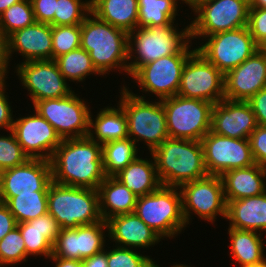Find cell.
Listing matches in <instances>:
<instances>
[{
	"label": "cell",
	"mask_w": 266,
	"mask_h": 267,
	"mask_svg": "<svg viewBox=\"0 0 266 267\" xmlns=\"http://www.w3.org/2000/svg\"><path fill=\"white\" fill-rule=\"evenodd\" d=\"M20 229L27 257L38 255L50 258L53 245L62 228L57 220L49 213L28 222L17 224Z\"/></svg>",
	"instance_id": "cell-24"
},
{
	"label": "cell",
	"mask_w": 266,
	"mask_h": 267,
	"mask_svg": "<svg viewBox=\"0 0 266 267\" xmlns=\"http://www.w3.org/2000/svg\"><path fill=\"white\" fill-rule=\"evenodd\" d=\"M81 262L83 267H108V250L103 249L95 255L83 259Z\"/></svg>",
	"instance_id": "cell-49"
},
{
	"label": "cell",
	"mask_w": 266,
	"mask_h": 267,
	"mask_svg": "<svg viewBox=\"0 0 266 267\" xmlns=\"http://www.w3.org/2000/svg\"><path fill=\"white\" fill-rule=\"evenodd\" d=\"M171 267H191V266H187L186 264H176V265H173Z\"/></svg>",
	"instance_id": "cell-56"
},
{
	"label": "cell",
	"mask_w": 266,
	"mask_h": 267,
	"mask_svg": "<svg viewBox=\"0 0 266 267\" xmlns=\"http://www.w3.org/2000/svg\"><path fill=\"white\" fill-rule=\"evenodd\" d=\"M77 95L73 92L67 97L39 100L33 104L34 111L54 127L61 139L89 134L90 107Z\"/></svg>",
	"instance_id": "cell-10"
},
{
	"label": "cell",
	"mask_w": 266,
	"mask_h": 267,
	"mask_svg": "<svg viewBox=\"0 0 266 267\" xmlns=\"http://www.w3.org/2000/svg\"><path fill=\"white\" fill-rule=\"evenodd\" d=\"M114 177L138 197L150 194L161 186L154 158L148 160L139 156Z\"/></svg>",
	"instance_id": "cell-30"
},
{
	"label": "cell",
	"mask_w": 266,
	"mask_h": 267,
	"mask_svg": "<svg viewBox=\"0 0 266 267\" xmlns=\"http://www.w3.org/2000/svg\"><path fill=\"white\" fill-rule=\"evenodd\" d=\"M170 138L201 141L211 129L213 104L175 95L161 100Z\"/></svg>",
	"instance_id": "cell-8"
},
{
	"label": "cell",
	"mask_w": 266,
	"mask_h": 267,
	"mask_svg": "<svg viewBox=\"0 0 266 267\" xmlns=\"http://www.w3.org/2000/svg\"><path fill=\"white\" fill-rule=\"evenodd\" d=\"M80 26V47L89 53L100 76H106L114 69H119V74L124 71L128 75V33L99 19L92 12Z\"/></svg>",
	"instance_id": "cell-3"
},
{
	"label": "cell",
	"mask_w": 266,
	"mask_h": 267,
	"mask_svg": "<svg viewBox=\"0 0 266 267\" xmlns=\"http://www.w3.org/2000/svg\"><path fill=\"white\" fill-rule=\"evenodd\" d=\"M67 81L83 82L86 77L100 75L94 68L89 53L81 47L54 59Z\"/></svg>",
	"instance_id": "cell-35"
},
{
	"label": "cell",
	"mask_w": 266,
	"mask_h": 267,
	"mask_svg": "<svg viewBox=\"0 0 266 267\" xmlns=\"http://www.w3.org/2000/svg\"><path fill=\"white\" fill-rule=\"evenodd\" d=\"M266 87V51L260 48L252 56L224 75V99L248 101Z\"/></svg>",
	"instance_id": "cell-20"
},
{
	"label": "cell",
	"mask_w": 266,
	"mask_h": 267,
	"mask_svg": "<svg viewBox=\"0 0 266 267\" xmlns=\"http://www.w3.org/2000/svg\"><path fill=\"white\" fill-rule=\"evenodd\" d=\"M27 258L24 239L20 229L15 227L0 240V267L17 265L26 262Z\"/></svg>",
	"instance_id": "cell-38"
},
{
	"label": "cell",
	"mask_w": 266,
	"mask_h": 267,
	"mask_svg": "<svg viewBox=\"0 0 266 267\" xmlns=\"http://www.w3.org/2000/svg\"><path fill=\"white\" fill-rule=\"evenodd\" d=\"M121 88L118 103L127 117L128 137L135 144L144 141L151 153L169 137L163 104L161 100H146L127 86Z\"/></svg>",
	"instance_id": "cell-5"
},
{
	"label": "cell",
	"mask_w": 266,
	"mask_h": 267,
	"mask_svg": "<svg viewBox=\"0 0 266 267\" xmlns=\"http://www.w3.org/2000/svg\"><path fill=\"white\" fill-rule=\"evenodd\" d=\"M55 267H83L82 262L78 260L65 259L61 257H50Z\"/></svg>",
	"instance_id": "cell-50"
},
{
	"label": "cell",
	"mask_w": 266,
	"mask_h": 267,
	"mask_svg": "<svg viewBox=\"0 0 266 267\" xmlns=\"http://www.w3.org/2000/svg\"><path fill=\"white\" fill-rule=\"evenodd\" d=\"M98 193L99 212L104 221L135 211L138 196L114 176H106L99 185Z\"/></svg>",
	"instance_id": "cell-27"
},
{
	"label": "cell",
	"mask_w": 266,
	"mask_h": 267,
	"mask_svg": "<svg viewBox=\"0 0 266 267\" xmlns=\"http://www.w3.org/2000/svg\"><path fill=\"white\" fill-rule=\"evenodd\" d=\"M51 182V162L45 159H28L20 166L0 172V201L5 203L18 194L48 191Z\"/></svg>",
	"instance_id": "cell-18"
},
{
	"label": "cell",
	"mask_w": 266,
	"mask_h": 267,
	"mask_svg": "<svg viewBox=\"0 0 266 267\" xmlns=\"http://www.w3.org/2000/svg\"><path fill=\"white\" fill-rule=\"evenodd\" d=\"M117 105V108L107 106L100 109L95 119L90 113L88 136L101 145L128 138L127 117L123 108Z\"/></svg>",
	"instance_id": "cell-28"
},
{
	"label": "cell",
	"mask_w": 266,
	"mask_h": 267,
	"mask_svg": "<svg viewBox=\"0 0 266 267\" xmlns=\"http://www.w3.org/2000/svg\"><path fill=\"white\" fill-rule=\"evenodd\" d=\"M169 26L137 27L128 33V75L139 67L173 54H192L190 24L179 31ZM191 44V45H189Z\"/></svg>",
	"instance_id": "cell-2"
},
{
	"label": "cell",
	"mask_w": 266,
	"mask_h": 267,
	"mask_svg": "<svg viewBox=\"0 0 266 267\" xmlns=\"http://www.w3.org/2000/svg\"><path fill=\"white\" fill-rule=\"evenodd\" d=\"M241 267H266V259L262 262H259V263L247 264V265H243Z\"/></svg>",
	"instance_id": "cell-54"
},
{
	"label": "cell",
	"mask_w": 266,
	"mask_h": 267,
	"mask_svg": "<svg viewBox=\"0 0 266 267\" xmlns=\"http://www.w3.org/2000/svg\"><path fill=\"white\" fill-rule=\"evenodd\" d=\"M251 36L260 47L266 46V9L249 8L248 25Z\"/></svg>",
	"instance_id": "cell-42"
},
{
	"label": "cell",
	"mask_w": 266,
	"mask_h": 267,
	"mask_svg": "<svg viewBox=\"0 0 266 267\" xmlns=\"http://www.w3.org/2000/svg\"><path fill=\"white\" fill-rule=\"evenodd\" d=\"M36 22L54 26L57 0H31Z\"/></svg>",
	"instance_id": "cell-44"
},
{
	"label": "cell",
	"mask_w": 266,
	"mask_h": 267,
	"mask_svg": "<svg viewBox=\"0 0 266 267\" xmlns=\"http://www.w3.org/2000/svg\"><path fill=\"white\" fill-rule=\"evenodd\" d=\"M250 147L255 164L266 169V126H257L250 134Z\"/></svg>",
	"instance_id": "cell-43"
},
{
	"label": "cell",
	"mask_w": 266,
	"mask_h": 267,
	"mask_svg": "<svg viewBox=\"0 0 266 267\" xmlns=\"http://www.w3.org/2000/svg\"><path fill=\"white\" fill-rule=\"evenodd\" d=\"M179 190V187L161 185L156 191L137 198L134 212L163 240L175 238L187 227Z\"/></svg>",
	"instance_id": "cell-7"
},
{
	"label": "cell",
	"mask_w": 266,
	"mask_h": 267,
	"mask_svg": "<svg viewBox=\"0 0 266 267\" xmlns=\"http://www.w3.org/2000/svg\"><path fill=\"white\" fill-rule=\"evenodd\" d=\"M52 26L35 22L33 25L14 31L7 37L9 62L18 52L24 62L52 59Z\"/></svg>",
	"instance_id": "cell-22"
},
{
	"label": "cell",
	"mask_w": 266,
	"mask_h": 267,
	"mask_svg": "<svg viewBox=\"0 0 266 267\" xmlns=\"http://www.w3.org/2000/svg\"><path fill=\"white\" fill-rule=\"evenodd\" d=\"M52 181L98 190L106 178L102 145L89 136L62 139L50 160Z\"/></svg>",
	"instance_id": "cell-1"
},
{
	"label": "cell",
	"mask_w": 266,
	"mask_h": 267,
	"mask_svg": "<svg viewBox=\"0 0 266 267\" xmlns=\"http://www.w3.org/2000/svg\"><path fill=\"white\" fill-rule=\"evenodd\" d=\"M247 102L255 114L257 124L266 126V87L259 90Z\"/></svg>",
	"instance_id": "cell-46"
},
{
	"label": "cell",
	"mask_w": 266,
	"mask_h": 267,
	"mask_svg": "<svg viewBox=\"0 0 266 267\" xmlns=\"http://www.w3.org/2000/svg\"><path fill=\"white\" fill-rule=\"evenodd\" d=\"M48 213L62 229L90 225L102 220L98 190L51 182L48 188Z\"/></svg>",
	"instance_id": "cell-6"
},
{
	"label": "cell",
	"mask_w": 266,
	"mask_h": 267,
	"mask_svg": "<svg viewBox=\"0 0 266 267\" xmlns=\"http://www.w3.org/2000/svg\"><path fill=\"white\" fill-rule=\"evenodd\" d=\"M249 0H209L192 12L191 40L204 39L220 32L232 31L248 25Z\"/></svg>",
	"instance_id": "cell-9"
},
{
	"label": "cell",
	"mask_w": 266,
	"mask_h": 267,
	"mask_svg": "<svg viewBox=\"0 0 266 267\" xmlns=\"http://www.w3.org/2000/svg\"><path fill=\"white\" fill-rule=\"evenodd\" d=\"M106 222L108 238L118 247L144 249L158 244L162 239L135 212L111 217Z\"/></svg>",
	"instance_id": "cell-23"
},
{
	"label": "cell",
	"mask_w": 266,
	"mask_h": 267,
	"mask_svg": "<svg viewBox=\"0 0 266 267\" xmlns=\"http://www.w3.org/2000/svg\"><path fill=\"white\" fill-rule=\"evenodd\" d=\"M17 227V222L7 205L0 202V240Z\"/></svg>",
	"instance_id": "cell-47"
},
{
	"label": "cell",
	"mask_w": 266,
	"mask_h": 267,
	"mask_svg": "<svg viewBox=\"0 0 266 267\" xmlns=\"http://www.w3.org/2000/svg\"><path fill=\"white\" fill-rule=\"evenodd\" d=\"M19 1L21 0H0V15L13 4L18 3Z\"/></svg>",
	"instance_id": "cell-51"
},
{
	"label": "cell",
	"mask_w": 266,
	"mask_h": 267,
	"mask_svg": "<svg viewBox=\"0 0 266 267\" xmlns=\"http://www.w3.org/2000/svg\"><path fill=\"white\" fill-rule=\"evenodd\" d=\"M203 41L205 43L202 42L196 50L223 75L239 66L260 49L247 26L207 36Z\"/></svg>",
	"instance_id": "cell-11"
},
{
	"label": "cell",
	"mask_w": 266,
	"mask_h": 267,
	"mask_svg": "<svg viewBox=\"0 0 266 267\" xmlns=\"http://www.w3.org/2000/svg\"><path fill=\"white\" fill-rule=\"evenodd\" d=\"M179 189L182 195V213L186 225L192 220L193 212L201 220L211 223L215 222L218 215L226 218L227 203L220 176L208 175L184 183Z\"/></svg>",
	"instance_id": "cell-12"
},
{
	"label": "cell",
	"mask_w": 266,
	"mask_h": 267,
	"mask_svg": "<svg viewBox=\"0 0 266 267\" xmlns=\"http://www.w3.org/2000/svg\"><path fill=\"white\" fill-rule=\"evenodd\" d=\"M220 177L226 201L258 196L266 191V169L258 164L228 170Z\"/></svg>",
	"instance_id": "cell-25"
},
{
	"label": "cell",
	"mask_w": 266,
	"mask_h": 267,
	"mask_svg": "<svg viewBox=\"0 0 266 267\" xmlns=\"http://www.w3.org/2000/svg\"><path fill=\"white\" fill-rule=\"evenodd\" d=\"M258 124L247 101L223 99L213 104L210 131L236 139H249Z\"/></svg>",
	"instance_id": "cell-21"
},
{
	"label": "cell",
	"mask_w": 266,
	"mask_h": 267,
	"mask_svg": "<svg viewBox=\"0 0 266 267\" xmlns=\"http://www.w3.org/2000/svg\"><path fill=\"white\" fill-rule=\"evenodd\" d=\"M10 62L7 55V37L0 30V81L6 80Z\"/></svg>",
	"instance_id": "cell-48"
},
{
	"label": "cell",
	"mask_w": 266,
	"mask_h": 267,
	"mask_svg": "<svg viewBox=\"0 0 266 267\" xmlns=\"http://www.w3.org/2000/svg\"><path fill=\"white\" fill-rule=\"evenodd\" d=\"M36 22L31 0H21L0 15V30L8 37L14 31Z\"/></svg>",
	"instance_id": "cell-36"
},
{
	"label": "cell",
	"mask_w": 266,
	"mask_h": 267,
	"mask_svg": "<svg viewBox=\"0 0 266 267\" xmlns=\"http://www.w3.org/2000/svg\"><path fill=\"white\" fill-rule=\"evenodd\" d=\"M6 80L0 81V130H12L14 117L11 109L10 101L6 93Z\"/></svg>",
	"instance_id": "cell-45"
},
{
	"label": "cell",
	"mask_w": 266,
	"mask_h": 267,
	"mask_svg": "<svg viewBox=\"0 0 266 267\" xmlns=\"http://www.w3.org/2000/svg\"><path fill=\"white\" fill-rule=\"evenodd\" d=\"M180 0H137L138 27L169 26L178 16ZM182 4H183V0Z\"/></svg>",
	"instance_id": "cell-32"
},
{
	"label": "cell",
	"mask_w": 266,
	"mask_h": 267,
	"mask_svg": "<svg viewBox=\"0 0 266 267\" xmlns=\"http://www.w3.org/2000/svg\"><path fill=\"white\" fill-rule=\"evenodd\" d=\"M230 236V256L240 264V267L247 264H255L264 261L265 245L261 233L248 230L228 228Z\"/></svg>",
	"instance_id": "cell-31"
},
{
	"label": "cell",
	"mask_w": 266,
	"mask_h": 267,
	"mask_svg": "<svg viewBox=\"0 0 266 267\" xmlns=\"http://www.w3.org/2000/svg\"><path fill=\"white\" fill-rule=\"evenodd\" d=\"M91 12V0H57L54 26L81 25Z\"/></svg>",
	"instance_id": "cell-37"
},
{
	"label": "cell",
	"mask_w": 266,
	"mask_h": 267,
	"mask_svg": "<svg viewBox=\"0 0 266 267\" xmlns=\"http://www.w3.org/2000/svg\"><path fill=\"white\" fill-rule=\"evenodd\" d=\"M105 231V232H104ZM107 222L103 219L90 225L62 229L50 257L82 261L105 249Z\"/></svg>",
	"instance_id": "cell-19"
},
{
	"label": "cell",
	"mask_w": 266,
	"mask_h": 267,
	"mask_svg": "<svg viewBox=\"0 0 266 267\" xmlns=\"http://www.w3.org/2000/svg\"><path fill=\"white\" fill-rule=\"evenodd\" d=\"M209 0H183V3L188 5V7L192 10H194L199 4L204 3Z\"/></svg>",
	"instance_id": "cell-52"
},
{
	"label": "cell",
	"mask_w": 266,
	"mask_h": 267,
	"mask_svg": "<svg viewBox=\"0 0 266 267\" xmlns=\"http://www.w3.org/2000/svg\"><path fill=\"white\" fill-rule=\"evenodd\" d=\"M52 59L80 47L81 26H52Z\"/></svg>",
	"instance_id": "cell-39"
},
{
	"label": "cell",
	"mask_w": 266,
	"mask_h": 267,
	"mask_svg": "<svg viewBox=\"0 0 266 267\" xmlns=\"http://www.w3.org/2000/svg\"><path fill=\"white\" fill-rule=\"evenodd\" d=\"M15 68L23 89L29 91L32 105L39 100L67 97L74 92L53 59L21 62Z\"/></svg>",
	"instance_id": "cell-14"
},
{
	"label": "cell",
	"mask_w": 266,
	"mask_h": 267,
	"mask_svg": "<svg viewBox=\"0 0 266 267\" xmlns=\"http://www.w3.org/2000/svg\"><path fill=\"white\" fill-rule=\"evenodd\" d=\"M152 261L133 248L115 246L108 251V267H147Z\"/></svg>",
	"instance_id": "cell-41"
},
{
	"label": "cell",
	"mask_w": 266,
	"mask_h": 267,
	"mask_svg": "<svg viewBox=\"0 0 266 267\" xmlns=\"http://www.w3.org/2000/svg\"><path fill=\"white\" fill-rule=\"evenodd\" d=\"M91 12L127 33L138 27L137 0H91Z\"/></svg>",
	"instance_id": "cell-29"
},
{
	"label": "cell",
	"mask_w": 266,
	"mask_h": 267,
	"mask_svg": "<svg viewBox=\"0 0 266 267\" xmlns=\"http://www.w3.org/2000/svg\"><path fill=\"white\" fill-rule=\"evenodd\" d=\"M147 267H160L155 261H152Z\"/></svg>",
	"instance_id": "cell-55"
},
{
	"label": "cell",
	"mask_w": 266,
	"mask_h": 267,
	"mask_svg": "<svg viewBox=\"0 0 266 267\" xmlns=\"http://www.w3.org/2000/svg\"><path fill=\"white\" fill-rule=\"evenodd\" d=\"M191 54H173L161 57L139 67L130 77L143 93H152L163 100L177 95L181 73Z\"/></svg>",
	"instance_id": "cell-15"
},
{
	"label": "cell",
	"mask_w": 266,
	"mask_h": 267,
	"mask_svg": "<svg viewBox=\"0 0 266 267\" xmlns=\"http://www.w3.org/2000/svg\"><path fill=\"white\" fill-rule=\"evenodd\" d=\"M177 95L216 104L224 99V75L195 50L184 64Z\"/></svg>",
	"instance_id": "cell-13"
},
{
	"label": "cell",
	"mask_w": 266,
	"mask_h": 267,
	"mask_svg": "<svg viewBox=\"0 0 266 267\" xmlns=\"http://www.w3.org/2000/svg\"><path fill=\"white\" fill-rule=\"evenodd\" d=\"M250 7L266 9V0H249Z\"/></svg>",
	"instance_id": "cell-53"
},
{
	"label": "cell",
	"mask_w": 266,
	"mask_h": 267,
	"mask_svg": "<svg viewBox=\"0 0 266 267\" xmlns=\"http://www.w3.org/2000/svg\"><path fill=\"white\" fill-rule=\"evenodd\" d=\"M0 135V172L24 164L29 157L23 152L12 130Z\"/></svg>",
	"instance_id": "cell-40"
},
{
	"label": "cell",
	"mask_w": 266,
	"mask_h": 267,
	"mask_svg": "<svg viewBox=\"0 0 266 267\" xmlns=\"http://www.w3.org/2000/svg\"><path fill=\"white\" fill-rule=\"evenodd\" d=\"M132 139L114 140L102 145L103 168L106 176H115L138 157L140 152Z\"/></svg>",
	"instance_id": "cell-33"
},
{
	"label": "cell",
	"mask_w": 266,
	"mask_h": 267,
	"mask_svg": "<svg viewBox=\"0 0 266 267\" xmlns=\"http://www.w3.org/2000/svg\"><path fill=\"white\" fill-rule=\"evenodd\" d=\"M201 143L209 175L221 176L228 170L247 168L255 164L249 139L230 138L209 131Z\"/></svg>",
	"instance_id": "cell-16"
},
{
	"label": "cell",
	"mask_w": 266,
	"mask_h": 267,
	"mask_svg": "<svg viewBox=\"0 0 266 267\" xmlns=\"http://www.w3.org/2000/svg\"><path fill=\"white\" fill-rule=\"evenodd\" d=\"M150 155L163 186L180 187L209 175L201 141L168 137Z\"/></svg>",
	"instance_id": "cell-4"
},
{
	"label": "cell",
	"mask_w": 266,
	"mask_h": 267,
	"mask_svg": "<svg viewBox=\"0 0 266 267\" xmlns=\"http://www.w3.org/2000/svg\"><path fill=\"white\" fill-rule=\"evenodd\" d=\"M48 191H34L9 198L5 204L17 224L28 222L48 213Z\"/></svg>",
	"instance_id": "cell-34"
},
{
	"label": "cell",
	"mask_w": 266,
	"mask_h": 267,
	"mask_svg": "<svg viewBox=\"0 0 266 267\" xmlns=\"http://www.w3.org/2000/svg\"><path fill=\"white\" fill-rule=\"evenodd\" d=\"M229 227L266 233V191L258 196L226 201Z\"/></svg>",
	"instance_id": "cell-26"
},
{
	"label": "cell",
	"mask_w": 266,
	"mask_h": 267,
	"mask_svg": "<svg viewBox=\"0 0 266 267\" xmlns=\"http://www.w3.org/2000/svg\"><path fill=\"white\" fill-rule=\"evenodd\" d=\"M34 112L14 119L12 131L29 159L50 161L62 139L46 119Z\"/></svg>",
	"instance_id": "cell-17"
}]
</instances>
